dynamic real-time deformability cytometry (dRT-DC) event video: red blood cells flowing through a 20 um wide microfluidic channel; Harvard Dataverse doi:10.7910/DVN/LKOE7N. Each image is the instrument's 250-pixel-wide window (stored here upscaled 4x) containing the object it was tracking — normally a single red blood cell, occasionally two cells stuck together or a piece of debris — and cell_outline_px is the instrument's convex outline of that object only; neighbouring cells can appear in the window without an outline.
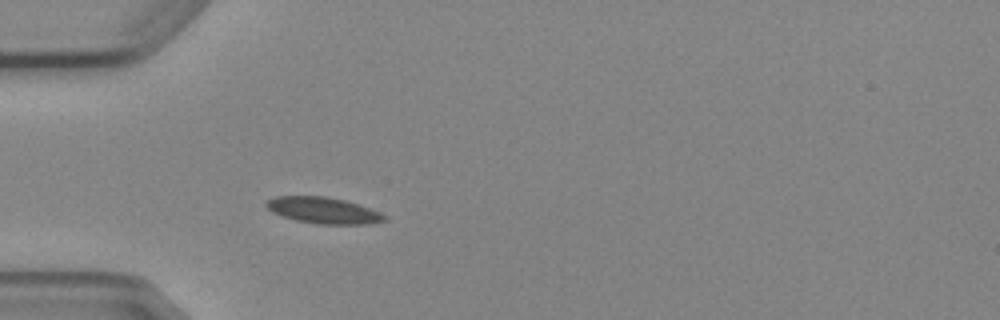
{"species": "Egyptian fruit bat (a non-hibernating species)", "species_latin": "Rousettus aegyptiacus", "temperature_condition": "cold", "stored_images_in_passage": 2, "camera_frame_rate_fps": 3000, "um_per_image_px": 0.085, "animal": {"sex": "female"}, "frame": {"image": 1, "passage_image": 2, "time_ms": 2.0, "image_size_px": [1000, 320], "cell_outline_px": [[388, 220], [372, 224], [316, 224], [296, 220], [280, 216], [272, 212], [264, 204], [268, 200], [276, 196], [324, 196], [344, 200], [380, 212], [388, 216]], "centroid_in_image_um": [27.49, 17.89], "position_along_channel_um": 57.5, "area_um2": 18.15}}